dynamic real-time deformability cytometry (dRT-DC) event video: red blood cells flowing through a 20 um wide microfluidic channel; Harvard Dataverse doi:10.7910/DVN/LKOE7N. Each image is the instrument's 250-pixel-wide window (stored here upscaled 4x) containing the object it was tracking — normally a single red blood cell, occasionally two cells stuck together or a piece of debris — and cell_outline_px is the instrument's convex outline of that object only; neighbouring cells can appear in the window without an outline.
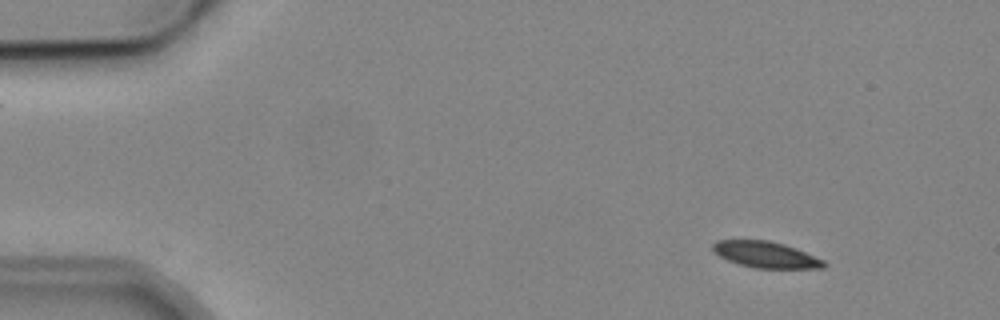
{"species": "common noctule bat (a hibernating species)", "species_latin": "Nyctalus noctula", "temperature_condition": "cold", "stored_images_in_passage": 4, "camera_frame_rate_fps": 3000, "um_per_image_px": 0.085, "animal": {"sex": "male", "body_mass_g": 19.2, "forearm_length_mm": 51.8}, "frame": {"image": 1, "passage_image": 2, "time_ms": 1.333, "image_size_px": [1000, 320], "cell_outline_px": [[828, 264], [824, 268], [756, 268], [740, 264], [728, 260], [712, 252], [712, 244], [716, 240], [768, 240], [784, 244], [796, 248], [824, 260]], "centroid_in_image_um": [65.09, 21.64], "position_along_channel_um": 19.9, "area_um2": 16.99}}